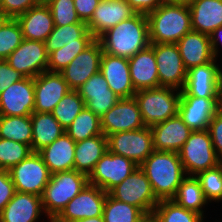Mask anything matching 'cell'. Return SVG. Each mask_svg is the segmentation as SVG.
<instances>
[{
    "label": "cell",
    "mask_w": 222,
    "mask_h": 222,
    "mask_svg": "<svg viewBox=\"0 0 222 222\" xmlns=\"http://www.w3.org/2000/svg\"><path fill=\"white\" fill-rule=\"evenodd\" d=\"M85 107L78 90H69L67 94L57 103L51 114L66 129L71 125L76 116Z\"/></svg>",
    "instance_id": "obj_37"
},
{
    "label": "cell",
    "mask_w": 222,
    "mask_h": 222,
    "mask_svg": "<svg viewBox=\"0 0 222 222\" xmlns=\"http://www.w3.org/2000/svg\"><path fill=\"white\" fill-rule=\"evenodd\" d=\"M146 17L150 43H177L192 31L187 2L161 4Z\"/></svg>",
    "instance_id": "obj_3"
},
{
    "label": "cell",
    "mask_w": 222,
    "mask_h": 222,
    "mask_svg": "<svg viewBox=\"0 0 222 222\" xmlns=\"http://www.w3.org/2000/svg\"><path fill=\"white\" fill-rule=\"evenodd\" d=\"M159 87H170L182 91L187 76L176 43H154Z\"/></svg>",
    "instance_id": "obj_10"
},
{
    "label": "cell",
    "mask_w": 222,
    "mask_h": 222,
    "mask_svg": "<svg viewBox=\"0 0 222 222\" xmlns=\"http://www.w3.org/2000/svg\"><path fill=\"white\" fill-rule=\"evenodd\" d=\"M108 151L127 157L140 166L154 151L150 127L117 132L107 136Z\"/></svg>",
    "instance_id": "obj_7"
},
{
    "label": "cell",
    "mask_w": 222,
    "mask_h": 222,
    "mask_svg": "<svg viewBox=\"0 0 222 222\" xmlns=\"http://www.w3.org/2000/svg\"><path fill=\"white\" fill-rule=\"evenodd\" d=\"M136 13L149 14L158 8L161 0H126Z\"/></svg>",
    "instance_id": "obj_49"
},
{
    "label": "cell",
    "mask_w": 222,
    "mask_h": 222,
    "mask_svg": "<svg viewBox=\"0 0 222 222\" xmlns=\"http://www.w3.org/2000/svg\"><path fill=\"white\" fill-rule=\"evenodd\" d=\"M76 142L64 132L50 145L38 153L51 174L74 170V152Z\"/></svg>",
    "instance_id": "obj_29"
},
{
    "label": "cell",
    "mask_w": 222,
    "mask_h": 222,
    "mask_svg": "<svg viewBox=\"0 0 222 222\" xmlns=\"http://www.w3.org/2000/svg\"><path fill=\"white\" fill-rule=\"evenodd\" d=\"M98 40L103 52L130 58L150 45L148 20L145 14L136 13L108 29Z\"/></svg>",
    "instance_id": "obj_2"
},
{
    "label": "cell",
    "mask_w": 222,
    "mask_h": 222,
    "mask_svg": "<svg viewBox=\"0 0 222 222\" xmlns=\"http://www.w3.org/2000/svg\"><path fill=\"white\" fill-rule=\"evenodd\" d=\"M34 106V78L25 77L0 93V115L31 116Z\"/></svg>",
    "instance_id": "obj_18"
},
{
    "label": "cell",
    "mask_w": 222,
    "mask_h": 222,
    "mask_svg": "<svg viewBox=\"0 0 222 222\" xmlns=\"http://www.w3.org/2000/svg\"><path fill=\"white\" fill-rule=\"evenodd\" d=\"M45 3L50 9L55 26L85 23L77 15L74 0H49Z\"/></svg>",
    "instance_id": "obj_43"
},
{
    "label": "cell",
    "mask_w": 222,
    "mask_h": 222,
    "mask_svg": "<svg viewBox=\"0 0 222 222\" xmlns=\"http://www.w3.org/2000/svg\"><path fill=\"white\" fill-rule=\"evenodd\" d=\"M100 72L109 88L121 99L132 98L137 92L132 84L128 58L103 52Z\"/></svg>",
    "instance_id": "obj_21"
},
{
    "label": "cell",
    "mask_w": 222,
    "mask_h": 222,
    "mask_svg": "<svg viewBox=\"0 0 222 222\" xmlns=\"http://www.w3.org/2000/svg\"><path fill=\"white\" fill-rule=\"evenodd\" d=\"M102 55V45L98 39H95L60 72L68 87L77 90L92 75L98 73Z\"/></svg>",
    "instance_id": "obj_16"
},
{
    "label": "cell",
    "mask_w": 222,
    "mask_h": 222,
    "mask_svg": "<svg viewBox=\"0 0 222 222\" xmlns=\"http://www.w3.org/2000/svg\"><path fill=\"white\" fill-rule=\"evenodd\" d=\"M187 210L194 211L204 217V207L208 201L195 176H186L178 187L175 197L172 199Z\"/></svg>",
    "instance_id": "obj_33"
},
{
    "label": "cell",
    "mask_w": 222,
    "mask_h": 222,
    "mask_svg": "<svg viewBox=\"0 0 222 222\" xmlns=\"http://www.w3.org/2000/svg\"><path fill=\"white\" fill-rule=\"evenodd\" d=\"M9 173L16 191L36 196H42L51 176L38 152H32L27 158L13 166Z\"/></svg>",
    "instance_id": "obj_9"
},
{
    "label": "cell",
    "mask_w": 222,
    "mask_h": 222,
    "mask_svg": "<svg viewBox=\"0 0 222 222\" xmlns=\"http://www.w3.org/2000/svg\"><path fill=\"white\" fill-rule=\"evenodd\" d=\"M89 183L88 176L76 170L51 174L41 196L45 216L52 222Z\"/></svg>",
    "instance_id": "obj_4"
},
{
    "label": "cell",
    "mask_w": 222,
    "mask_h": 222,
    "mask_svg": "<svg viewBox=\"0 0 222 222\" xmlns=\"http://www.w3.org/2000/svg\"><path fill=\"white\" fill-rule=\"evenodd\" d=\"M16 20L21 27L23 39L44 42L55 27L50 9L43 2L18 16Z\"/></svg>",
    "instance_id": "obj_27"
},
{
    "label": "cell",
    "mask_w": 222,
    "mask_h": 222,
    "mask_svg": "<svg viewBox=\"0 0 222 222\" xmlns=\"http://www.w3.org/2000/svg\"><path fill=\"white\" fill-rule=\"evenodd\" d=\"M45 214L41 196L16 191L0 212V222H36Z\"/></svg>",
    "instance_id": "obj_25"
},
{
    "label": "cell",
    "mask_w": 222,
    "mask_h": 222,
    "mask_svg": "<svg viewBox=\"0 0 222 222\" xmlns=\"http://www.w3.org/2000/svg\"><path fill=\"white\" fill-rule=\"evenodd\" d=\"M180 96V90L170 87L138 90L134 97L139 105L144 125L152 127L176 116Z\"/></svg>",
    "instance_id": "obj_5"
},
{
    "label": "cell",
    "mask_w": 222,
    "mask_h": 222,
    "mask_svg": "<svg viewBox=\"0 0 222 222\" xmlns=\"http://www.w3.org/2000/svg\"><path fill=\"white\" fill-rule=\"evenodd\" d=\"M42 3V0H2L1 10L12 19H16L34 6Z\"/></svg>",
    "instance_id": "obj_44"
},
{
    "label": "cell",
    "mask_w": 222,
    "mask_h": 222,
    "mask_svg": "<svg viewBox=\"0 0 222 222\" xmlns=\"http://www.w3.org/2000/svg\"><path fill=\"white\" fill-rule=\"evenodd\" d=\"M0 138L14 140L31 147L32 123L30 116L0 115Z\"/></svg>",
    "instance_id": "obj_34"
},
{
    "label": "cell",
    "mask_w": 222,
    "mask_h": 222,
    "mask_svg": "<svg viewBox=\"0 0 222 222\" xmlns=\"http://www.w3.org/2000/svg\"><path fill=\"white\" fill-rule=\"evenodd\" d=\"M8 19L9 17L0 9V29Z\"/></svg>",
    "instance_id": "obj_53"
},
{
    "label": "cell",
    "mask_w": 222,
    "mask_h": 222,
    "mask_svg": "<svg viewBox=\"0 0 222 222\" xmlns=\"http://www.w3.org/2000/svg\"><path fill=\"white\" fill-rule=\"evenodd\" d=\"M222 70L212 62L195 66L187 70L186 82L181 96L203 98H221Z\"/></svg>",
    "instance_id": "obj_11"
},
{
    "label": "cell",
    "mask_w": 222,
    "mask_h": 222,
    "mask_svg": "<svg viewBox=\"0 0 222 222\" xmlns=\"http://www.w3.org/2000/svg\"><path fill=\"white\" fill-rule=\"evenodd\" d=\"M220 108L221 98L180 96L177 114L192 131L206 130Z\"/></svg>",
    "instance_id": "obj_17"
},
{
    "label": "cell",
    "mask_w": 222,
    "mask_h": 222,
    "mask_svg": "<svg viewBox=\"0 0 222 222\" xmlns=\"http://www.w3.org/2000/svg\"><path fill=\"white\" fill-rule=\"evenodd\" d=\"M78 39H95L88 30L86 23L55 26L48 38L44 41L46 52L49 55L64 45L78 43Z\"/></svg>",
    "instance_id": "obj_32"
},
{
    "label": "cell",
    "mask_w": 222,
    "mask_h": 222,
    "mask_svg": "<svg viewBox=\"0 0 222 222\" xmlns=\"http://www.w3.org/2000/svg\"><path fill=\"white\" fill-rule=\"evenodd\" d=\"M178 153L187 176H195L222 163L213 148L208 129L192 131Z\"/></svg>",
    "instance_id": "obj_6"
},
{
    "label": "cell",
    "mask_w": 222,
    "mask_h": 222,
    "mask_svg": "<svg viewBox=\"0 0 222 222\" xmlns=\"http://www.w3.org/2000/svg\"><path fill=\"white\" fill-rule=\"evenodd\" d=\"M101 0H74L75 10L80 20L87 23Z\"/></svg>",
    "instance_id": "obj_48"
},
{
    "label": "cell",
    "mask_w": 222,
    "mask_h": 222,
    "mask_svg": "<svg viewBox=\"0 0 222 222\" xmlns=\"http://www.w3.org/2000/svg\"><path fill=\"white\" fill-rule=\"evenodd\" d=\"M65 132L77 143L87 138L101 135V120L90 109L86 107L76 116Z\"/></svg>",
    "instance_id": "obj_35"
},
{
    "label": "cell",
    "mask_w": 222,
    "mask_h": 222,
    "mask_svg": "<svg viewBox=\"0 0 222 222\" xmlns=\"http://www.w3.org/2000/svg\"><path fill=\"white\" fill-rule=\"evenodd\" d=\"M139 167L158 201L173 199L187 176L178 152L154 150Z\"/></svg>",
    "instance_id": "obj_1"
},
{
    "label": "cell",
    "mask_w": 222,
    "mask_h": 222,
    "mask_svg": "<svg viewBox=\"0 0 222 222\" xmlns=\"http://www.w3.org/2000/svg\"><path fill=\"white\" fill-rule=\"evenodd\" d=\"M137 167L138 165L127 157L113 154L107 150L89 175V184L95 185L108 193Z\"/></svg>",
    "instance_id": "obj_12"
},
{
    "label": "cell",
    "mask_w": 222,
    "mask_h": 222,
    "mask_svg": "<svg viewBox=\"0 0 222 222\" xmlns=\"http://www.w3.org/2000/svg\"><path fill=\"white\" fill-rule=\"evenodd\" d=\"M107 150V137L104 134L77 142L74 152V170L89 177L96 163Z\"/></svg>",
    "instance_id": "obj_30"
},
{
    "label": "cell",
    "mask_w": 222,
    "mask_h": 222,
    "mask_svg": "<svg viewBox=\"0 0 222 222\" xmlns=\"http://www.w3.org/2000/svg\"><path fill=\"white\" fill-rule=\"evenodd\" d=\"M150 128L153 134V148L156 151L179 152L192 133L178 114Z\"/></svg>",
    "instance_id": "obj_23"
},
{
    "label": "cell",
    "mask_w": 222,
    "mask_h": 222,
    "mask_svg": "<svg viewBox=\"0 0 222 222\" xmlns=\"http://www.w3.org/2000/svg\"><path fill=\"white\" fill-rule=\"evenodd\" d=\"M144 215L138 207L107 194L102 214L105 222H139Z\"/></svg>",
    "instance_id": "obj_36"
},
{
    "label": "cell",
    "mask_w": 222,
    "mask_h": 222,
    "mask_svg": "<svg viewBox=\"0 0 222 222\" xmlns=\"http://www.w3.org/2000/svg\"><path fill=\"white\" fill-rule=\"evenodd\" d=\"M188 0H161L162 4H170V3H186Z\"/></svg>",
    "instance_id": "obj_54"
},
{
    "label": "cell",
    "mask_w": 222,
    "mask_h": 222,
    "mask_svg": "<svg viewBox=\"0 0 222 222\" xmlns=\"http://www.w3.org/2000/svg\"><path fill=\"white\" fill-rule=\"evenodd\" d=\"M30 118L32 123L31 149L33 152H39L65 132V129L51 113L33 112Z\"/></svg>",
    "instance_id": "obj_31"
},
{
    "label": "cell",
    "mask_w": 222,
    "mask_h": 222,
    "mask_svg": "<svg viewBox=\"0 0 222 222\" xmlns=\"http://www.w3.org/2000/svg\"><path fill=\"white\" fill-rule=\"evenodd\" d=\"M95 39H78V43L64 45L48 55L47 71L61 72L67 65Z\"/></svg>",
    "instance_id": "obj_39"
},
{
    "label": "cell",
    "mask_w": 222,
    "mask_h": 222,
    "mask_svg": "<svg viewBox=\"0 0 222 222\" xmlns=\"http://www.w3.org/2000/svg\"><path fill=\"white\" fill-rule=\"evenodd\" d=\"M139 222H160L154 213L145 214Z\"/></svg>",
    "instance_id": "obj_51"
},
{
    "label": "cell",
    "mask_w": 222,
    "mask_h": 222,
    "mask_svg": "<svg viewBox=\"0 0 222 222\" xmlns=\"http://www.w3.org/2000/svg\"><path fill=\"white\" fill-rule=\"evenodd\" d=\"M68 222H105L103 216L90 217L82 220H73Z\"/></svg>",
    "instance_id": "obj_52"
},
{
    "label": "cell",
    "mask_w": 222,
    "mask_h": 222,
    "mask_svg": "<svg viewBox=\"0 0 222 222\" xmlns=\"http://www.w3.org/2000/svg\"><path fill=\"white\" fill-rule=\"evenodd\" d=\"M208 131L211 136L213 148L222 162V107L216 112L209 123Z\"/></svg>",
    "instance_id": "obj_45"
},
{
    "label": "cell",
    "mask_w": 222,
    "mask_h": 222,
    "mask_svg": "<svg viewBox=\"0 0 222 222\" xmlns=\"http://www.w3.org/2000/svg\"><path fill=\"white\" fill-rule=\"evenodd\" d=\"M108 193L119 201L138 207L144 214L153 213L159 203L139 166Z\"/></svg>",
    "instance_id": "obj_8"
},
{
    "label": "cell",
    "mask_w": 222,
    "mask_h": 222,
    "mask_svg": "<svg viewBox=\"0 0 222 222\" xmlns=\"http://www.w3.org/2000/svg\"><path fill=\"white\" fill-rule=\"evenodd\" d=\"M22 40V30L18 21L9 18L0 29V59L5 60Z\"/></svg>",
    "instance_id": "obj_42"
},
{
    "label": "cell",
    "mask_w": 222,
    "mask_h": 222,
    "mask_svg": "<svg viewBox=\"0 0 222 222\" xmlns=\"http://www.w3.org/2000/svg\"><path fill=\"white\" fill-rule=\"evenodd\" d=\"M135 14L126 0H101L86 24L93 37L98 39L108 29Z\"/></svg>",
    "instance_id": "obj_20"
},
{
    "label": "cell",
    "mask_w": 222,
    "mask_h": 222,
    "mask_svg": "<svg viewBox=\"0 0 222 222\" xmlns=\"http://www.w3.org/2000/svg\"><path fill=\"white\" fill-rule=\"evenodd\" d=\"M107 194L101 188L88 183L78 195L67 203L52 222H68L102 216Z\"/></svg>",
    "instance_id": "obj_13"
},
{
    "label": "cell",
    "mask_w": 222,
    "mask_h": 222,
    "mask_svg": "<svg viewBox=\"0 0 222 222\" xmlns=\"http://www.w3.org/2000/svg\"><path fill=\"white\" fill-rule=\"evenodd\" d=\"M23 78L25 76L12 68L6 60L0 59V93Z\"/></svg>",
    "instance_id": "obj_47"
},
{
    "label": "cell",
    "mask_w": 222,
    "mask_h": 222,
    "mask_svg": "<svg viewBox=\"0 0 222 222\" xmlns=\"http://www.w3.org/2000/svg\"><path fill=\"white\" fill-rule=\"evenodd\" d=\"M133 87L136 91L159 87L154 43L128 58Z\"/></svg>",
    "instance_id": "obj_24"
},
{
    "label": "cell",
    "mask_w": 222,
    "mask_h": 222,
    "mask_svg": "<svg viewBox=\"0 0 222 222\" xmlns=\"http://www.w3.org/2000/svg\"><path fill=\"white\" fill-rule=\"evenodd\" d=\"M192 31L210 35L222 27V0H188Z\"/></svg>",
    "instance_id": "obj_28"
},
{
    "label": "cell",
    "mask_w": 222,
    "mask_h": 222,
    "mask_svg": "<svg viewBox=\"0 0 222 222\" xmlns=\"http://www.w3.org/2000/svg\"><path fill=\"white\" fill-rule=\"evenodd\" d=\"M32 152L29 145L0 138V170H10Z\"/></svg>",
    "instance_id": "obj_40"
},
{
    "label": "cell",
    "mask_w": 222,
    "mask_h": 222,
    "mask_svg": "<svg viewBox=\"0 0 222 222\" xmlns=\"http://www.w3.org/2000/svg\"><path fill=\"white\" fill-rule=\"evenodd\" d=\"M15 192L9 170H0V212L10 202Z\"/></svg>",
    "instance_id": "obj_46"
},
{
    "label": "cell",
    "mask_w": 222,
    "mask_h": 222,
    "mask_svg": "<svg viewBox=\"0 0 222 222\" xmlns=\"http://www.w3.org/2000/svg\"><path fill=\"white\" fill-rule=\"evenodd\" d=\"M102 133L108 135L144 128L139 105L135 97L121 98L100 117Z\"/></svg>",
    "instance_id": "obj_15"
},
{
    "label": "cell",
    "mask_w": 222,
    "mask_h": 222,
    "mask_svg": "<svg viewBox=\"0 0 222 222\" xmlns=\"http://www.w3.org/2000/svg\"><path fill=\"white\" fill-rule=\"evenodd\" d=\"M85 107L101 117L120 99L110 88L105 77L99 71L92 75L78 89Z\"/></svg>",
    "instance_id": "obj_22"
},
{
    "label": "cell",
    "mask_w": 222,
    "mask_h": 222,
    "mask_svg": "<svg viewBox=\"0 0 222 222\" xmlns=\"http://www.w3.org/2000/svg\"><path fill=\"white\" fill-rule=\"evenodd\" d=\"M221 41V42H219ZM210 42H211V49L213 53V58L214 60L217 61V55H218V43H222V27H219L215 29L211 34H210Z\"/></svg>",
    "instance_id": "obj_50"
},
{
    "label": "cell",
    "mask_w": 222,
    "mask_h": 222,
    "mask_svg": "<svg viewBox=\"0 0 222 222\" xmlns=\"http://www.w3.org/2000/svg\"><path fill=\"white\" fill-rule=\"evenodd\" d=\"M187 70L214 60L210 35L191 31L176 43Z\"/></svg>",
    "instance_id": "obj_26"
},
{
    "label": "cell",
    "mask_w": 222,
    "mask_h": 222,
    "mask_svg": "<svg viewBox=\"0 0 222 222\" xmlns=\"http://www.w3.org/2000/svg\"><path fill=\"white\" fill-rule=\"evenodd\" d=\"M153 213L160 222H204L202 215L185 209L172 199L159 201Z\"/></svg>",
    "instance_id": "obj_38"
},
{
    "label": "cell",
    "mask_w": 222,
    "mask_h": 222,
    "mask_svg": "<svg viewBox=\"0 0 222 222\" xmlns=\"http://www.w3.org/2000/svg\"><path fill=\"white\" fill-rule=\"evenodd\" d=\"M195 177L208 202L222 200V163L215 168L197 173Z\"/></svg>",
    "instance_id": "obj_41"
},
{
    "label": "cell",
    "mask_w": 222,
    "mask_h": 222,
    "mask_svg": "<svg viewBox=\"0 0 222 222\" xmlns=\"http://www.w3.org/2000/svg\"><path fill=\"white\" fill-rule=\"evenodd\" d=\"M69 90L61 73L42 72L34 78V112L51 113Z\"/></svg>",
    "instance_id": "obj_19"
},
{
    "label": "cell",
    "mask_w": 222,
    "mask_h": 222,
    "mask_svg": "<svg viewBox=\"0 0 222 222\" xmlns=\"http://www.w3.org/2000/svg\"><path fill=\"white\" fill-rule=\"evenodd\" d=\"M5 60L25 77L35 78L47 71L48 54L45 43L23 39L21 44Z\"/></svg>",
    "instance_id": "obj_14"
}]
</instances>
